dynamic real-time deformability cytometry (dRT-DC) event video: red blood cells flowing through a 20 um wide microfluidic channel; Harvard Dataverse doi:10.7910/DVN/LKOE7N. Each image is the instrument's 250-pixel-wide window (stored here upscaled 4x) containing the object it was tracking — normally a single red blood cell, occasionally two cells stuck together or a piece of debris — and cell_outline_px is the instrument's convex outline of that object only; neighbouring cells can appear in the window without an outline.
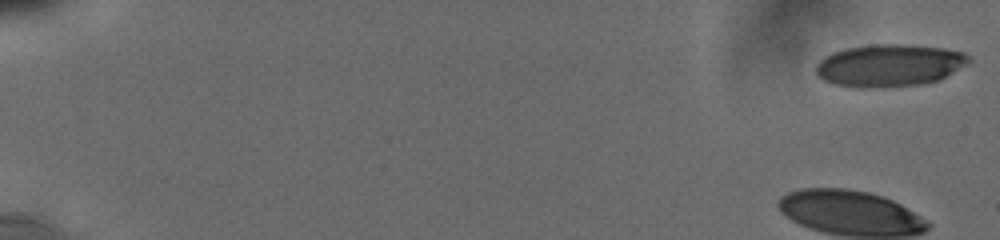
{"species": "human", "species_latin": "Homo sapiens", "temperature_condition": "cold", "stored_images_in_passage": 31, "camera_frame_rate_fps": 3000, "um_per_image_px": 0.085, "donor": {"sex": "male"}, "frame": {"image": 1, "passage_image": 1, "time_ms": 0.0, "image_size_px": [1000, 240], "cell_outline_px": [[972, 60], [968, 64], [940, 80], [920, 84], [884, 88], [860, 88], [836, 84], [824, 80], [816, 72], [816, 64], [824, 56], [832, 52], [844, 48], [872, 44], [904, 44], [944, 48], [964, 52], [972, 56]], "centroid_in_image_um": [75.63, 5.55], "position_along_channel_um": 9.4, "area_um2": 38.21}}